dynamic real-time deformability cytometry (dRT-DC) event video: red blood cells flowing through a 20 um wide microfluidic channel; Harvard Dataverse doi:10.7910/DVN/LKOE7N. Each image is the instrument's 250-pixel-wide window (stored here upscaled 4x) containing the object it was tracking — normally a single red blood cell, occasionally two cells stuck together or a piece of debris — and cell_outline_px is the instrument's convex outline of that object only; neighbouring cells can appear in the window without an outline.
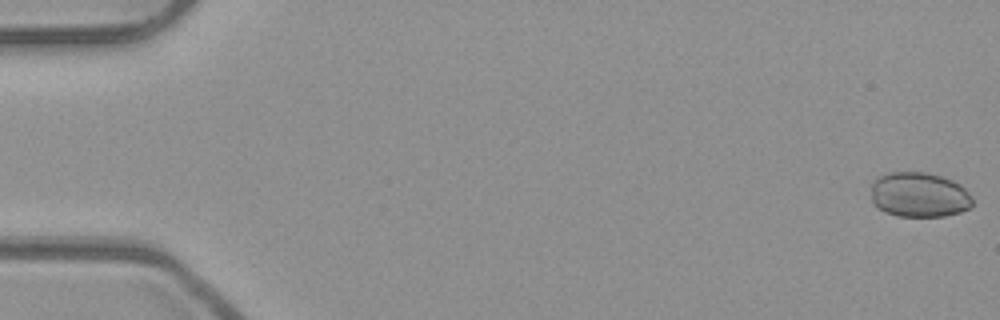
{"species": "common noctule bat (a hibernating species)", "species_latin": "Nyctalus noctula", "temperature_condition": "room temperature", "stored_images_in_passage": 7, "camera_frame_rate_fps": 3000, "um_per_image_px": 0.085, "animal": {"sex": "male", "body_mass_g": 23.1, "forearm_length_mm": 52.7}, "frame": {"image": 1, "passage_image": 1, "time_ms": 0.0, "image_size_px": [1000, 320], "cell_outline_px": [[972, 204], [968, 208], [960, 212], [944, 216], [896, 216], [884, 212], [872, 204], [872, 184], [880, 176], [888, 172], [924, 172], [940, 176], [952, 180], [960, 184], [968, 192], [972, 200]], "centroid_in_image_um": [78.11, 16.56], "position_along_channel_um": 6.9, "area_um2": 26.53}}
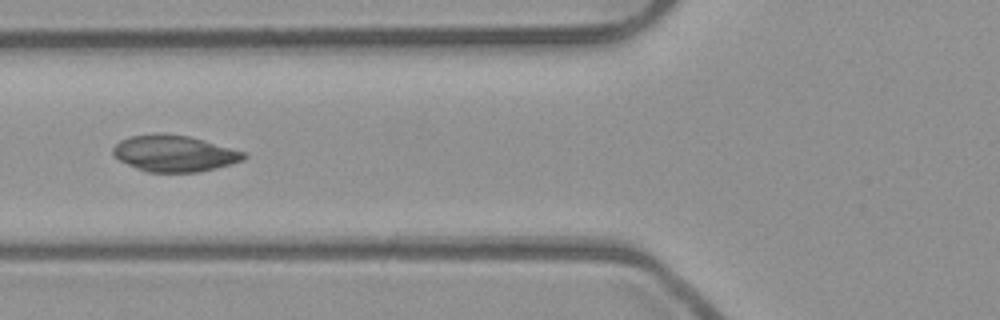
{"frame": {"image": 2, "passage_image": 6, "time_ms": 1.667, "image_size_px": [1000, 320], "cell_outline_px": [[248, 156], [244, 160], [232, 164], [200, 172], [148, 172], [136, 168], [120, 160], [112, 152], [112, 148], [120, 140], [132, 136], [160, 132], [188, 136], [244, 152]], "centroid_in_image_um": [14.81, 13.04], "position_along_channel_um": 111.0, "area_um2": 27.57}}
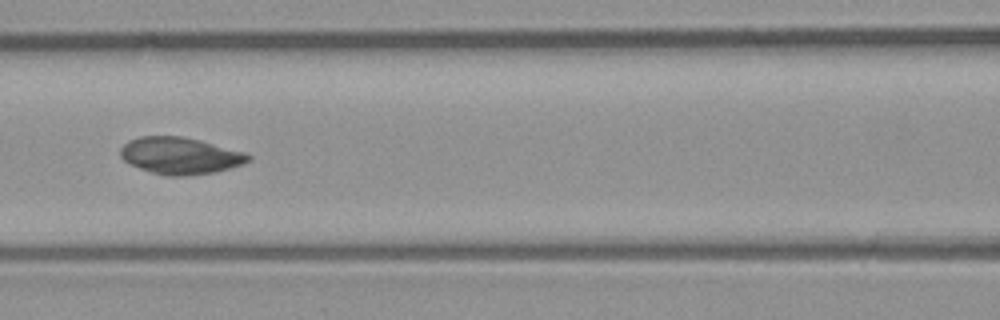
{"frame": {"image": 3, "passage_image": 7, "time_ms": 2.0, "image_size_px": [1000, 320], "cell_outline_px": [[252, 160], [244, 164], [212, 172], [180, 176], [168, 176], [152, 172], [128, 164], [120, 156], [120, 148], [128, 140], [140, 136], [180, 136], [200, 140], [248, 152], [252, 156]], "centroid_in_image_um": [15.33, 13.22], "position_along_channel_um": 151.3, "area_um2": 27.57}}